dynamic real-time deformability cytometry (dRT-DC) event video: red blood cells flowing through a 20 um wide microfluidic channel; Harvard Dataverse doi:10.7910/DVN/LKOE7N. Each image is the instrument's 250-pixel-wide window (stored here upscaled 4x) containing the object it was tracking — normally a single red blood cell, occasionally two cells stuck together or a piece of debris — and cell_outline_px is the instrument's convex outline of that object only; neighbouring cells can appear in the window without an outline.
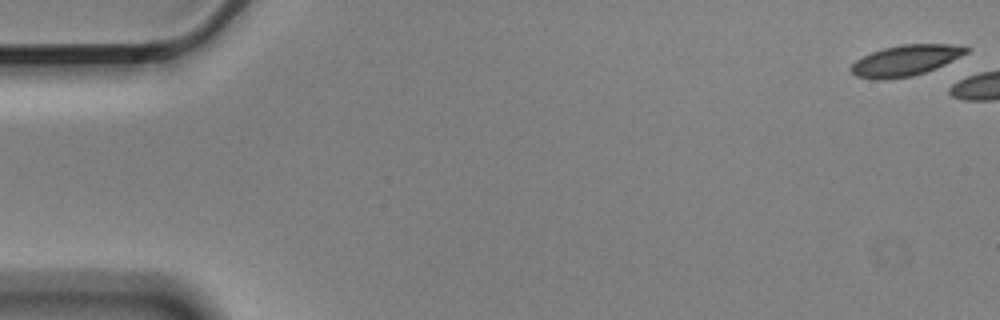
{"species": "Egyptian fruit bat (a non-hibernating species)", "species_latin": "Rousettus aegyptiacus", "temperature_condition": "cold", "stored_images_in_passage": 3, "camera_frame_rate_fps": 3000, "um_per_image_px": 0.085, "animal": {"sex": "male"}, "frame": {"image": 1, "passage_image": 1, "time_ms": 0.0, "image_size_px": [1000, 320], "cell_outline_px": [[972, 48], [968, 52], [936, 68], [912, 76], [884, 80], [872, 80], [856, 76], [848, 68], [856, 60], [872, 52], [884, 48], [900, 44], [948, 44]], "centroid_in_image_um": [76.93, 5.15], "position_along_channel_um": 8.1, "area_um2": 20.63}}